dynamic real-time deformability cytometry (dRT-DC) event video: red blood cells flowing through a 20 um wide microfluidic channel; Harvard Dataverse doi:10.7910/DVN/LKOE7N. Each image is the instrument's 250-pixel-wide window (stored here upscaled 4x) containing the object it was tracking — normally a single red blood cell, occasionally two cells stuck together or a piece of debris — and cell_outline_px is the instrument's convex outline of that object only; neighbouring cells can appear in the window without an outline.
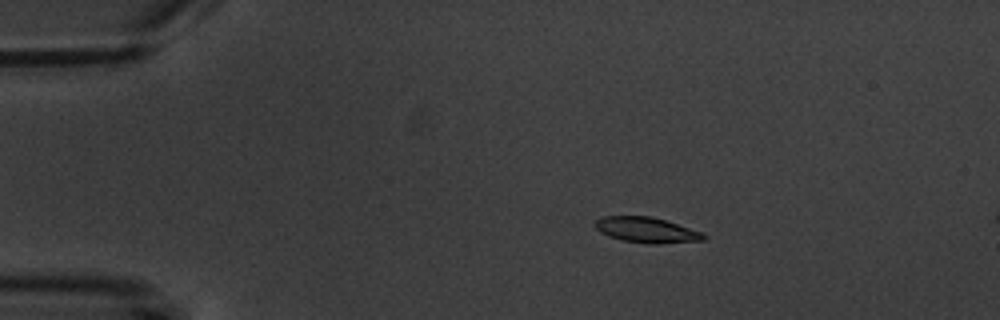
{"species": "common noctule bat (a hibernating species)", "species_latin": "Nyctalus noctula", "temperature_condition": "warm", "stored_images_in_passage": 6, "camera_frame_rate_fps": 3000, "um_per_image_px": 0.085, "animal": {"sex": "male", "body_mass_g": 20.1, "forearm_length_mm": 53.5}, "frame": {"image": 1, "passage_image": 4, "time_ms": 3.333, "image_size_px": [1000, 320], "cell_outline_px": [[708, 236], [704, 240], [656, 244], [652, 244], [624, 240], [608, 236], [600, 232], [596, 228], [596, 220], [604, 216], [652, 216], [704, 232]], "centroid_in_image_um": [55.01, 19.54], "position_along_channel_um": 30.0, "area_um2": 16.07}}